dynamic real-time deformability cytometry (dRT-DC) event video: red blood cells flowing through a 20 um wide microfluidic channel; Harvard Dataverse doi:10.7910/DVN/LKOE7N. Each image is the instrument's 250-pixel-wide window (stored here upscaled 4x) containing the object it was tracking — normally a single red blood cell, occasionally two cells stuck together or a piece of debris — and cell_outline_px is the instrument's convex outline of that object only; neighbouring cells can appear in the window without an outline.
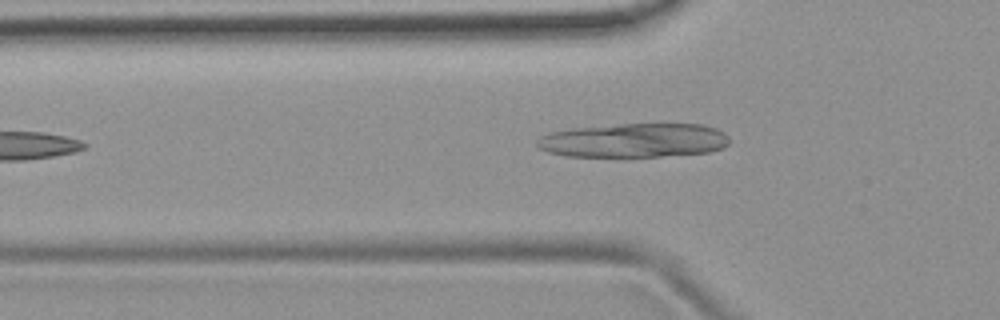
{"species": "common noctule bat (a hibernating species)", "species_latin": "Nyctalus noctula", "temperature_condition": "room temperature", "stored_images_in_passage": 3, "camera_frame_rate_fps": 3000, "um_per_image_px": 0.085, "animal": {"sex": "female", "body_mass_g": 19.9}, "frame": {"image": 1, "passage_image": 3, "time_ms": 2.333, "image_size_px": [1000, 320], "cell_outline_px": [[728, 144], [724, 148], [708, 152], [660, 156], [564, 156], [548, 152], [536, 148], [536, 140], [540, 136], [548, 132], [572, 128], [620, 124], [704, 124], [716, 128], [724, 132], [728, 136]], "centroid_in_image_um": [53.86, 11.93], "position_along_channel_um": 71.9, "area_um2": 38.44}}